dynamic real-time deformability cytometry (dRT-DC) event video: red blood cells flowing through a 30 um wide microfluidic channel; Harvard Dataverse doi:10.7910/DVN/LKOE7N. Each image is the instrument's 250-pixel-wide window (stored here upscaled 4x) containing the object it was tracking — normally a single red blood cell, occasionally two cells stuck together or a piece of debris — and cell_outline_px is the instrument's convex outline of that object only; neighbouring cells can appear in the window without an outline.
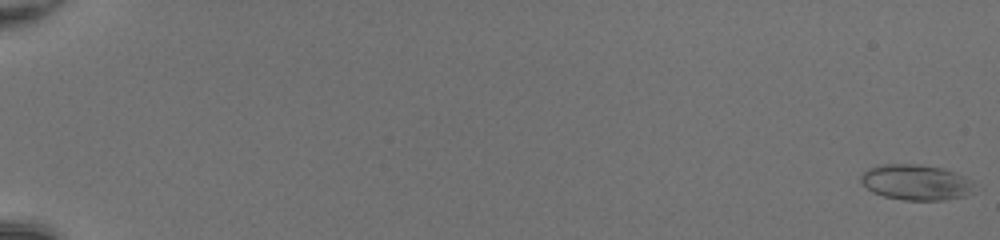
{"species": "common noctule bat (a hibernating species)", "species_latin": "Nyctalus noctula", "temperature_condition": "room temperature", "stored_images_in_passage": 52, "camera_frame_rate_fps": 3000, "um_per_image_px": 0.085, "animal": {"sex": "female", "body_mass_g": 20.0, "forearm_length_mm": 54.0}, "frame": {"image": 1, "passage_image": 1, "time_ms": 0.0, "image_size_px": [1000, 240], "cell_outline_px": [[976, 192], [964, 196], [944, 200], [904, 200], [884, 196], [872, 192], [860, 180], [860, 176], [868, 168], [880, 164], [920, 164], [944, 168], [964, 176], [972, 180]], "centroid_in_image_um": [77.89, 15.49], "position_along_channel_um": 7.1, "area_um2": 23.76}}
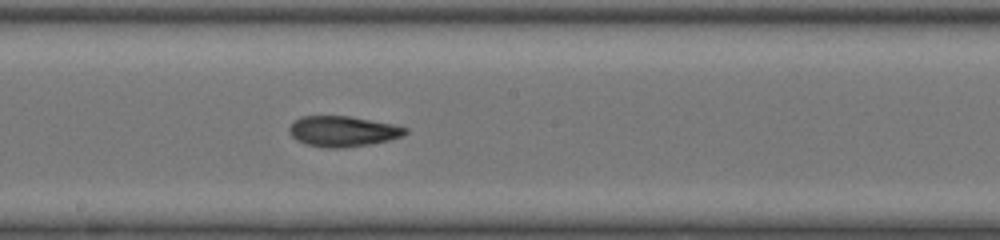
{"frame": {"image": 2, "passage_image": 32, "time_ms": 10.333, "image_size_px": [1000, 240], "cell_outline_px": [[408, 132], [404, 136], [372, 144], [344, 148], [324, 148], [304, 144], [296, 140], [288, 132], [288, 128], [300, 116], [348, 116], [396, 124], [408, 128]], "centroid_in_image_um": [29.16, 11.17], "position_along_channel_um": 219.0, "area_um2": 20.98}}
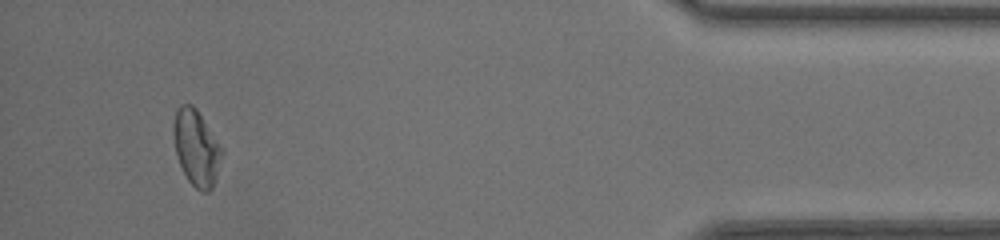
{"frame": {"image": 3, "passage_image": 50, "time_ms": 16.333, "image_size_px": [1000, 240], "cell_outline_px": [[224, 152], [212, 188], [208, 192], [200, 192], [188, 180], [180, 164], [176, 152], [172, 132], [172, 128], [176, 108], [180, 104], [192, 104], [196, 108], [224, 148]], "centroid_in_image_um": [16.7, 12.53], "position_along_channel_um": 418.5, "area_um2": 21.62}, "authors_computed_cell_mechanics": {"area_um2": 21.5305, "velocity_mm_per_s": 4.2082, "shape_relaxation_time_tau1_ms": 5.8737, "shape_relaxation_time_tau2_ms": 3.4813, "deformation_change_tau1": 0.1734, "deformation_change_tau2": 0.0995}}